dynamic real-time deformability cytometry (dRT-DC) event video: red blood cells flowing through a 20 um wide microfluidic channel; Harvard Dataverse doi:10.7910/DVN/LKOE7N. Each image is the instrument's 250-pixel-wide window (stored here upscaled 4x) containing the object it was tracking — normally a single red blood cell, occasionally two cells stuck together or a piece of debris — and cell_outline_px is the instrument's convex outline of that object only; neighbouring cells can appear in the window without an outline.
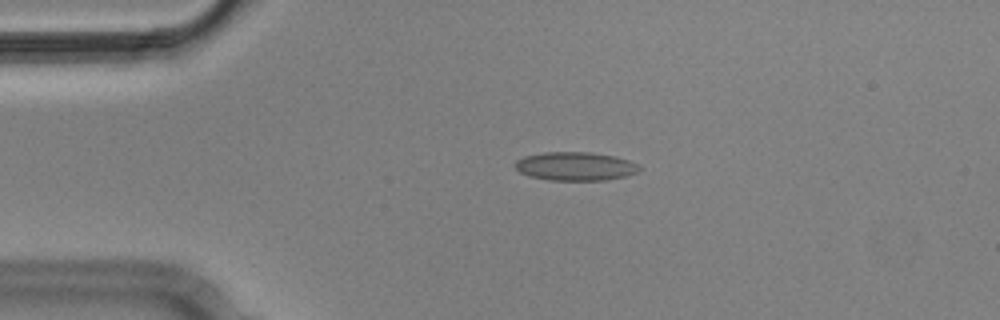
{"species": "Egyptian fruit bat (a non-hibernating species)", "species_latin": "Rousettus aegyptiacus", "temperature_condition": "cold", "stored_images_in_passage": 5, "camera_frame_rate_fps": 3000, "um_per_image_px": 0.085, "animal": {"sex": "male"}, "frame": {"image": 1, "passage_image": 4, "time_ms": 1.0, "image_size_px": [1000, 320], "cell_outline_px": [[644, 168], [640, 172], [628, 176], [608, 180], [548, 180], [528, 176], [520, 172], [512, 164], [516, 160], [524, 156], [544, 152], [592, 152], [616, 156], [640, 164]], "centroid_in_image_um": [48.96, 14.13], "position_along_channel_um": 36.0, "area_um2": 21.21}}